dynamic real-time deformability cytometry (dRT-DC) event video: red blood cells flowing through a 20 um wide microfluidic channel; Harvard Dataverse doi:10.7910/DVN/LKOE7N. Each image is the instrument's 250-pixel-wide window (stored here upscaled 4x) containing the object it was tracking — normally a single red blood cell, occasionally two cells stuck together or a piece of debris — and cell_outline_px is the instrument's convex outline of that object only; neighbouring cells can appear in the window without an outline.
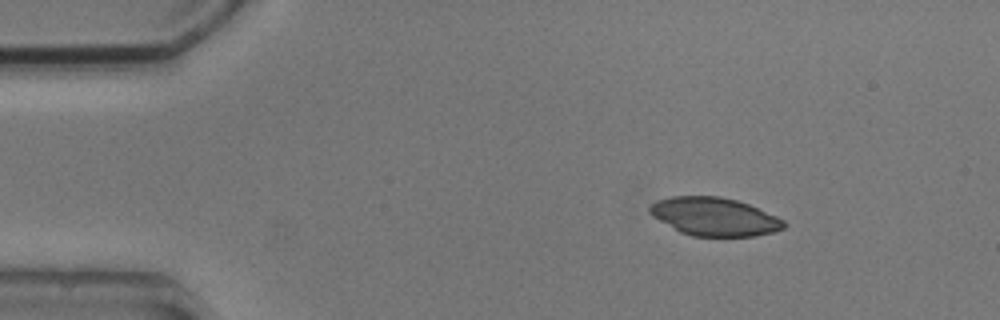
{"species": "common noctule bat (a hibernating species)", "species_latin": "Nyctalus noctula", "temperature_condition": "cold", "stored_images_in_passage": 4, "camera_frame_rate_fps": 3000, "um_per_image_px": 0.085, "animal": {"sex": "male", "body_mass_g": 20.5, "forearm_length_mm": 52.5}, "frame": {"image": 1, "passage_image": 2, "time_ms": 1.0, "image_size_px": [1000, 320], "cell_outline_px": [[788, 224], [784, 228], [772, 232], [756, 236], [692, 236], [680, 232], [652, 216], [648, 212], [648, 208], [656, 200], [672, 196], [720, 196], [736, 200], [748, 204], [776, 216], [784, 220]], "centroid_in_image_um": [60.71, 18.41], "position_along_channel_um": 24.3, "area_um2": 29.88}}